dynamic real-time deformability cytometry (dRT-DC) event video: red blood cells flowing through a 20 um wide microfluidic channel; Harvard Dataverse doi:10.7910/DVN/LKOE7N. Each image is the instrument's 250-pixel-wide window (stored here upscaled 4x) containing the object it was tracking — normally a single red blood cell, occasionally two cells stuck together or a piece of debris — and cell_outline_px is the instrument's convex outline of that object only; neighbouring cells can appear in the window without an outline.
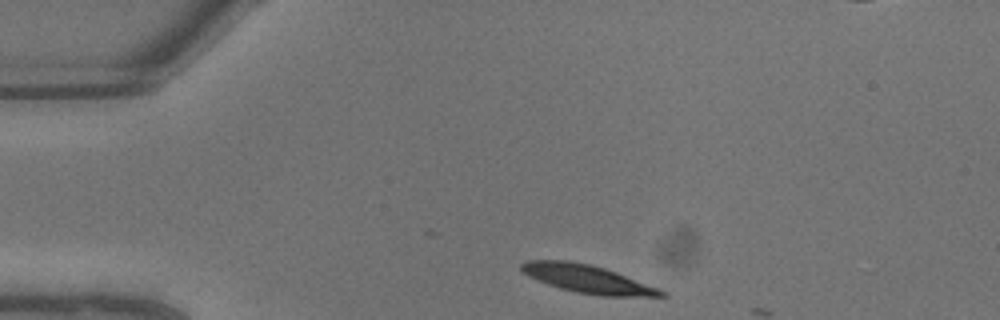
{"species": "common noctule bat (a hibernating species)", "species_latin": "Nyctalus noctula", "temperature_condition": "warm", "stored_images_in_passage": 2, "camera_frame_rate_fps": 3000, "um_per_image_px": 0.085, "animal": {"sex": "male", "body_mass_g": 13.3}, "frame": {"image": 1, "passage_image": 1, "time_ms": 0.0, "image_size_px": [1000, 320], "cell_outline_px": [[668, 296], [604, 296], [576, 292], [560, 288], [548, 284], [528, 276], [520, 268], [520, 264], [528, 260], [568, 260], [592, 264], [616, 272], [660, 288], [668, 292]], "centroid_in_image_um": [49.97, 23.7], "position_along_channel_um": 35.0, "area_um2": 22.89}}